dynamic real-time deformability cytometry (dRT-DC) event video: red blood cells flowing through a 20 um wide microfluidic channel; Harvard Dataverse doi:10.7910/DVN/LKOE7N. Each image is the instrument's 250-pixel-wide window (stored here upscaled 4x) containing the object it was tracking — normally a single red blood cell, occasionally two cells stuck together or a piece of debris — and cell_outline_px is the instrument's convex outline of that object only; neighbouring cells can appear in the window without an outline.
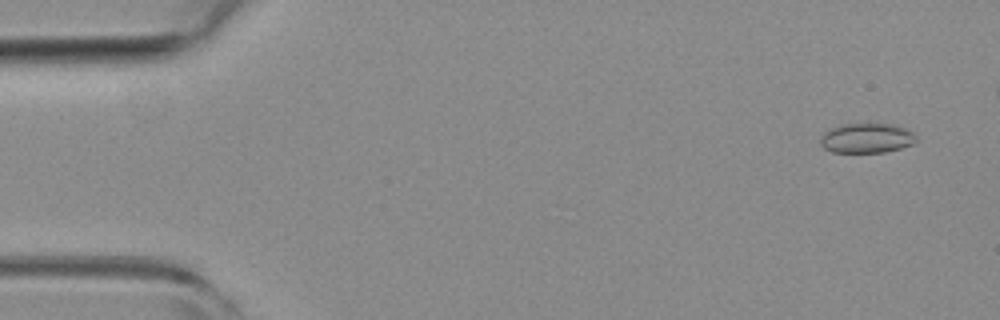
{"species": "common noctule bat (a hibernating species)", "species_latin": "Nyctalus noctula", "temperature_condition": "room temperature", "stored_images_in_passage": 4, "camera_frame_rate_fps": 3000, "um_per_image_px": 0.085, "animal": {"sex": "female", "body_mass_g": 19.3, "forearm_length_mm": 54.1}, "frame": {"image": 1, "passage_image": 1, "time_ms": 0.0, "image_size_px": [1000, 320], "cell_outline_px": [[916, 140], [912, 144], [900, 148], [884, 152], [832, 152], [824, 148], [820, 144], [820, 136], [824, 132], [840, 124], [892, 124], [904, 128], [912, 132], [916, 136]], "centroid_in_image_um": [73.63, 11.74], "position_along_channel_um": 11.4, "area_um2": 16.53}}
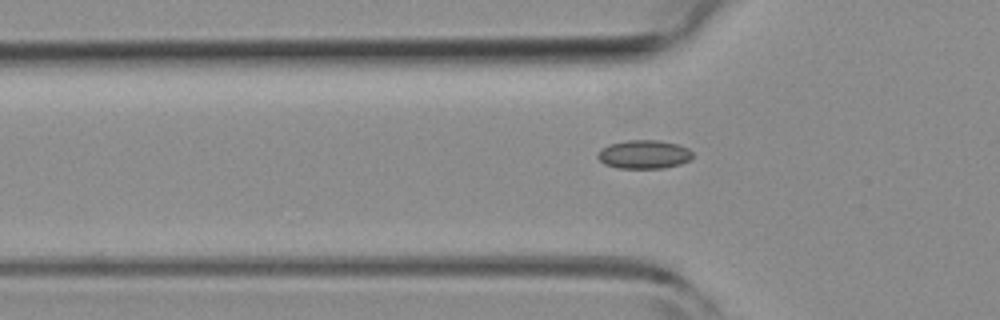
{"frame": {"image": 2, "passage_image": 4, "time_ms": 1.0, "image_size_px": [1000, 320], "cell_outline_px": [[692, 156], [688, 160], [680, 164], [664, 168], [616, 168], [604, 164], [596, 156], [600, 148], [608, 144], [628, 140], [660, 140], [680, 144], [688, 148], [692, 152]], "centroid_in_image_um": [54.71, 13.11], "position_along_channel_um": 71.1, "area_um2": 16.01}}